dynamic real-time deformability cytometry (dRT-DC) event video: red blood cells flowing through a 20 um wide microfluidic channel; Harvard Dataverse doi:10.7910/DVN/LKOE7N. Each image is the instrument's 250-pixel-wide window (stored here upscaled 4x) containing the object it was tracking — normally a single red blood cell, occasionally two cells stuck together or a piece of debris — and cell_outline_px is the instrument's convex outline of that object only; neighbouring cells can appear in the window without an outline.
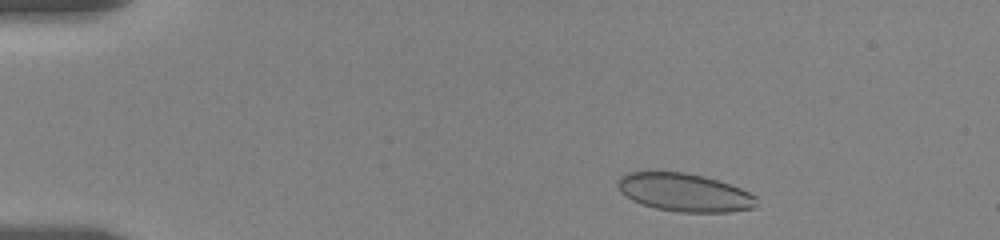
{"species": "human", "species_latin": "Homo sapiens", "temperature_condition": "room temperature", "stored_images_in_passage": 35, "camera_frame_rate_fps": 3000, "um_per_image_px": 0.085, "donor": {"sex": "female"}, "frame": {"image": 1, "passage_image": 4, "time_ms": 1.333, "image_size_px": [1000, 240], "cell_outline_px": [[756, 208], [732, 212], [680, 212], [656, 208], [632, 200], [620, 192], [616, 184], [616, 180], [620, 176], [628, 172], [684, 172], [704, 176], [740, 188], [756, 196]], "centroid_in_image_um": [58.16, 16.36], "position_along_channel_um": 26.8, "area_um2": 30.81}}
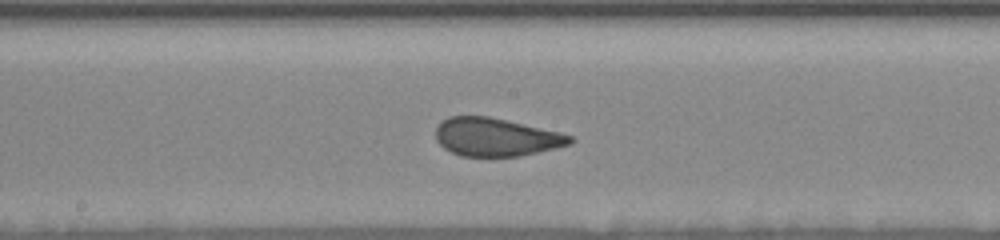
{"frame": {"image": 2, "passage_image": 17, "time_ms": 8.667, "image_size_px": [1000, 240], "cell_outline_px": [[576, 140], [572, 144], [556, 148], [520, 156], [460, 156], [444, 148], [436, 140], [436, 128], [440, 120], [448, 116], [488, 116], [560, 132], [572, 136]], "centroid_in_image_um": [42.16, 11.65], "position_along_channel_um": 206.0, "area_um2": 30.0}}
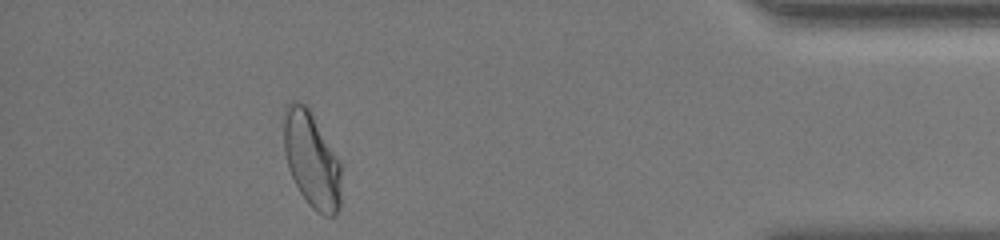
{"frame": {"image": 3, "passage_image": 31, "time_ms": 15.667, "image_size_px": [1000, 240], "cell_outline_px": [[340, 208], [332, 216], [324, 216], [316, 212], [308, 204], [300, 192], [288, 168], [284, 152], [284, 108], [292, 100], [296, 100], [304, 104], [308, 108], [340, 160]], "centroid_in_image_um": [26.48, 13.59], "position_along_channel_um": 408.7, "area_um2": 31.96}, "authors_computed_cell_mechanics": {"area_um2": 31.3854, "velocity_mm_per_s": 3.5084, "shape_relaxation_time_tau1_ms": 6.7443, "shape_relaxation_time_tau2_ms": null, "deformation_change_tau1": 0.1469, "deformation_change_tau2": null}}